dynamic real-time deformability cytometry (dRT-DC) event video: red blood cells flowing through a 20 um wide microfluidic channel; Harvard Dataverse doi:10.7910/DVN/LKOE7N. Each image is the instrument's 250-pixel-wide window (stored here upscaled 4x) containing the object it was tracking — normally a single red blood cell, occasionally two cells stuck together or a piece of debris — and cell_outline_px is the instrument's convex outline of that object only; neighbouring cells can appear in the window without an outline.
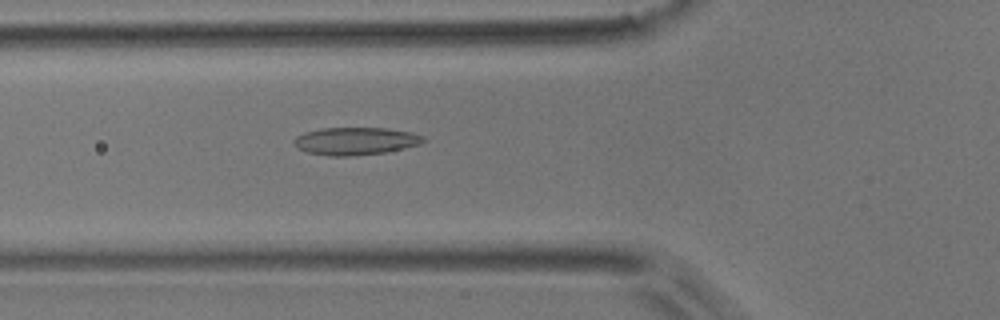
{"species": "common noctule bat (a hibernating species)", "species_latin": "Nyctalus noctula", "temperature_condition": "room temperature", "stored_images_in_passage": 51, "camera_frame_rate_fps": 3000, "um_per_image_px": 0.085, "animal": {"sex": "male", "body_mass_g": 17.9}, "frame": {"image": 1, "passage_image": 18, "time_ms": 5.667, "image_size_px": [1000, 320], "cell_outline_px": [[428, 140], [420, 144], [404, 148], [384, 152], [352, 156], [328, 156], [308, 152], [296, 148], [292, 140], [296, 136], [304, 132], [320, 128], [384, 128], [408, 132], [424, 136]], "centroid_in_image_um": [30.18, 11.99], "position_along_channel_um": 95.6, "area_um2": 20.87}}
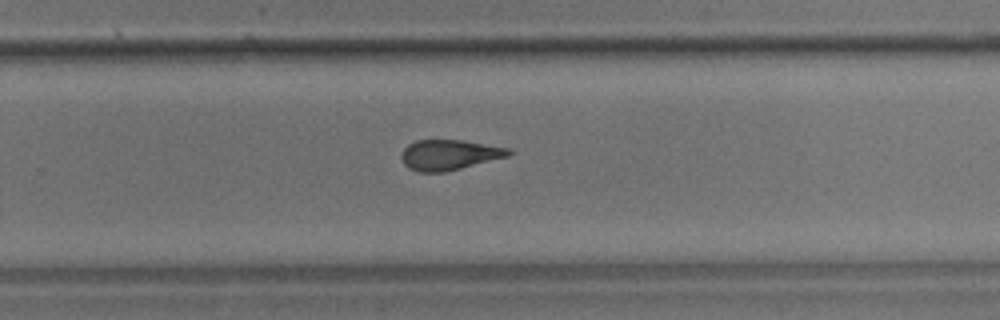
{"frame": {"image": 2, "passage_image": 33, "time_ms": 10.667, "image_size_px": [1000, 320], "cell_outline_px": [[512, 152], [508, 156], [444, 172], [420, 172], [408, 168], [404, 164], [400, 156], [404, 148], [408, 144], [416, 140], [460, 140], [512, 148]], "centroid_in_image_um": [38.17, 13.15], "position_along_channel_um": 291.6, "area_um2": 18.84}}
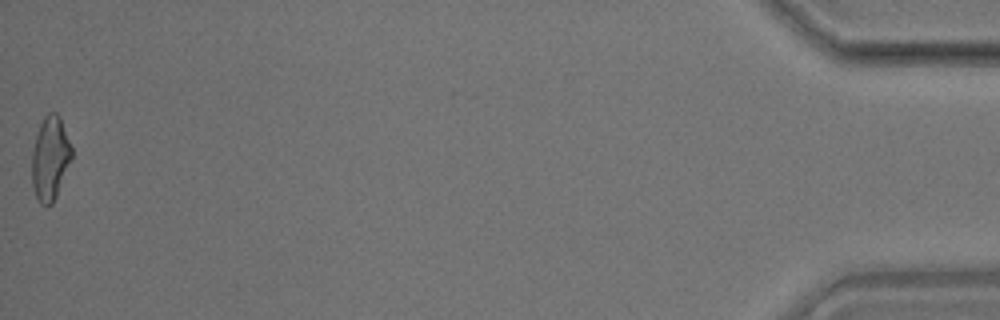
{"frame": {"image": 3, "passage_image": 51, "time_ms": 16.667, "image_size_px": [1000, 320], "cell_outline_px": [[72, 160], [56, 196], [52, 204], [48, 208], [40, 204], [36, 200], [32, 184], [32, 152], [36, 136], [40, 124], [44, 116], [48, 112], [56, 112], [60, 116], [72, 148]], "centroid_in_image_um": [4.26, 13.49], "position_along_channel_um": 430.9, "area_um2": 19.71}, "authors_computed_cell_mechanics": {"area_um2": 19.7098, "velocity_mm_per_s": 3.9151, "shape_relaxation_time_tau1_ms": 7.4043, "shape_relaxation_time_tau2_ms": 2.42, "deformation_change_tau1": 0.1793, "deformation_change_tau2": 0.1131}}